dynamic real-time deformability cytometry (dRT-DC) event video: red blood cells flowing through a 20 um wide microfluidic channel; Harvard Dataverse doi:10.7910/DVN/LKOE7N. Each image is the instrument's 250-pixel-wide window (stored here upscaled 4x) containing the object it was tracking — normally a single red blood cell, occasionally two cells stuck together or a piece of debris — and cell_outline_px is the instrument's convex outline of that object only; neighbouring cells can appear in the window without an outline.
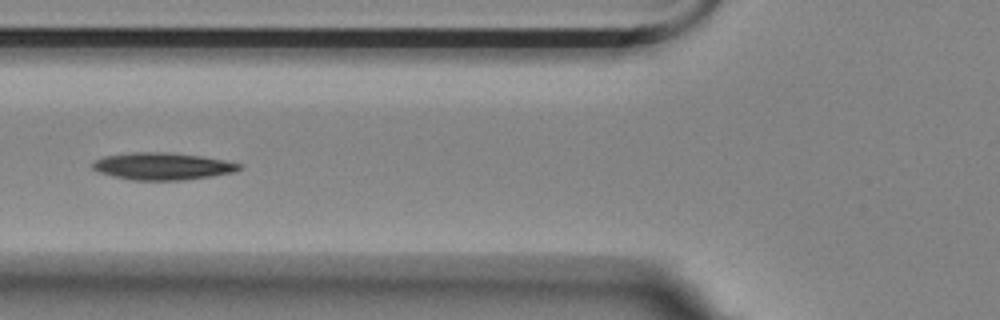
{"species": "Egyptian fruit bat (a non-hibernating species)", "species_latin": "Rousettus aegyptiacus", "temperature_condition": "room temperature", "stored_images_in_passage": 6, "camera_frame_rate_fps": 3000, "um_per_image_px": 0.085, "animal": {"sex": "female"}, "frame": {"image": 1, "passage_image": 5, "time_ms": 5.0, "image_size_px": [1000, 320], "cell_outline_px": [[244, 164], [236, 172], [212, 176], [184, 180], [132, 180], [100, 172], [92, 168], [92, 164], [96, 160], [104, 156], [132, 152], [164, 152], [200, 156], [224, 160]], "centroid_in_image_um": [13.85, 14.13], "position_along_channel_um": 111.9, "area_um2": 23.06}}
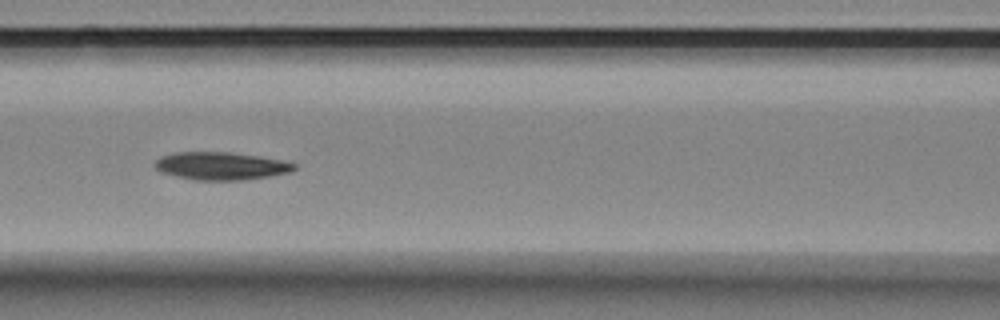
{"frame": {"image": 2, "passage_image": 6, "time_ms": 6.0, "image_size_px": [1000, 320], "cell_outline_px": [[296, 168], [292, 172], [244, 180], [192, 180], [160, 172], [152, 164], [160, 156], [176, 152], [232, 152], [260, 156], [280, 160], [296, 164]], "centroid_in_image_um": [18.75, 14.1], "position_along_channel_um": 147.8, "area_um2": 22.72}}